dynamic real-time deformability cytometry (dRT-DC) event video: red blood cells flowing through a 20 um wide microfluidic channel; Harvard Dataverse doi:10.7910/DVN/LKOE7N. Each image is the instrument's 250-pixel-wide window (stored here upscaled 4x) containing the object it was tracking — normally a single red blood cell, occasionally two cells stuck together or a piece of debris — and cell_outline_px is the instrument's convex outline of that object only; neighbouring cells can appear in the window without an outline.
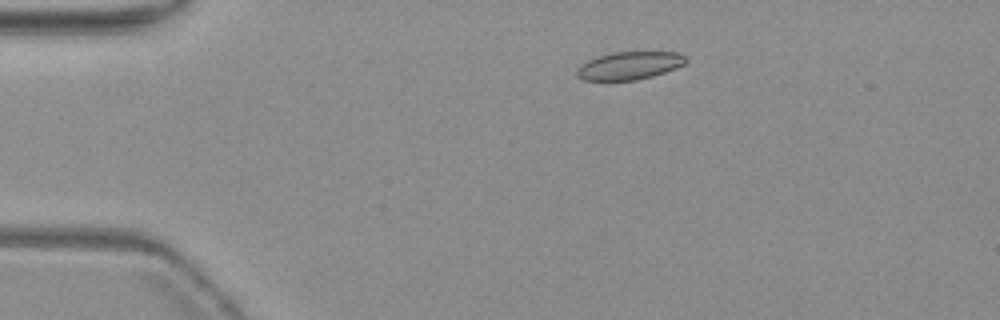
{"species": "common noctule bat (a hibernating species)", "species_latin": "Nyctalus noctula", "temperature_condition": "warm", "stored_images_in_passage": 6, "camera_frame_rate_fps": 3000, "um_per_image_px": 0.085, "animal": {"sex": "female", "body_mass_g": 19.3, "forearm_length_mm": 54.1}, "frame": {"image": 1, "passage_image": 1, "time_ms": 0.0, "image_size_px": [1000, 320], "cell_outline_px": [[688, 60], [684, 64], [676, 68], [652, 76], [636, 80], [584, 80], [576, 76], [576, 68], [588, 60], [596, 56], [612, 52], [680, 52]], "centroid_in_image_um": [53.48, 5.57], "position_along_channel_um": 31.5, "area_um2": 17.74}}
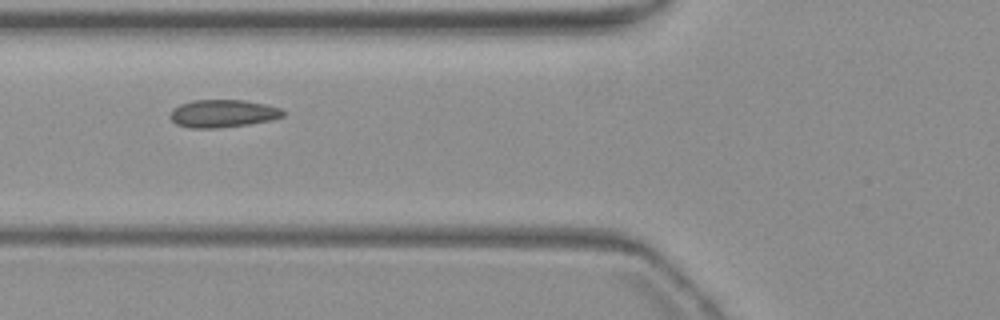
{"frame": {"image": 2, "passage_image": 4, "time_ms": 3.667, "image_size_px": [1000, 320], "cell_outline_px": [[284, 116], [272, 120], [248, 124], [216, 128], [192, 128], [176, 124], [168, 116], [172, 108], [180, 104], [192, 100], [244, 100], [264, 104], [280, 108], [284, 112]], "centroid_in_image_um": [18.91, 9.64], "position_along_channel_um": 106.9, "area_um2": 18.26}}
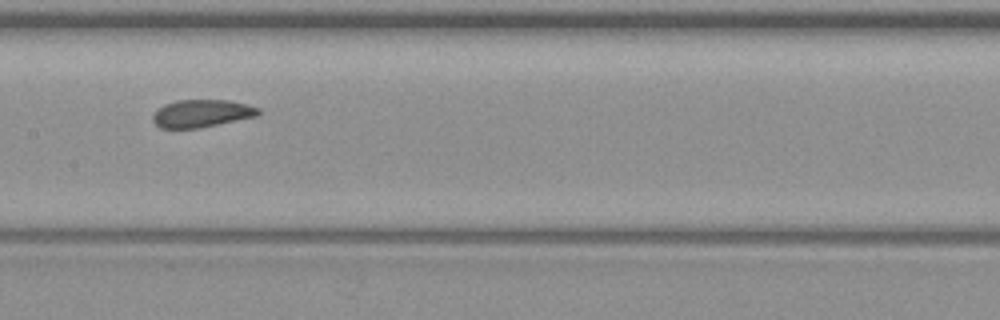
{"frame": {"image": 3, "passage_image": 6, "time_ms": 6.0, "image_size_px": [1000, 320], "cell_outline_px": [[260, 112], [256, 116], [200, 128], [160, 128], [152, 120], [152, 116], [156, 108], [164, 104], [176, 100], [228, 100], [260, 108]], "centroid_in_image_um": [17.09, 9.64], "position_along_channel_um": 190.3, "area_um2": 16.99}}